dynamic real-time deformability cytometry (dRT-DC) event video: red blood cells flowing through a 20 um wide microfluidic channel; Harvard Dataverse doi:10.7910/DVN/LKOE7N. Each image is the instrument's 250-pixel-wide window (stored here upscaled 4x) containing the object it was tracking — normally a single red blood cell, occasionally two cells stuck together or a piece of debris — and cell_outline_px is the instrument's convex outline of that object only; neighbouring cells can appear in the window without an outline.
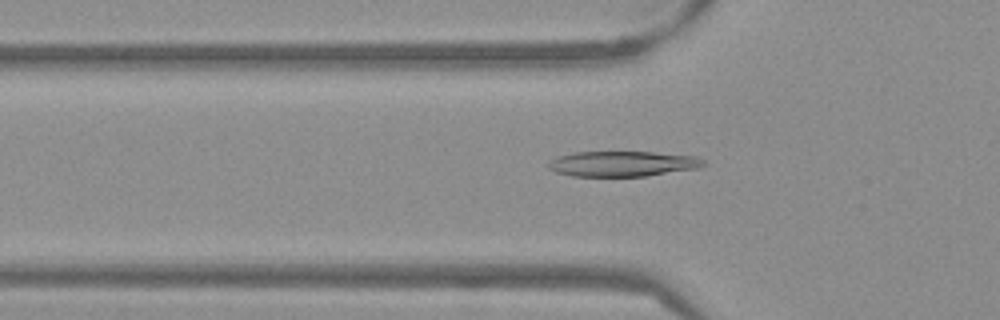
{"species": "Egyptian fruit bat (a non-hibernating species)", "species_latin": "Rousettus aegyptiacus", "temperature_condition": "warm", "stored_images_in_passage": 52, "camera_frame_rate_fps": 3000, "um_per_image_px": 0.085, "frame": {"image": 1, "passage_image": 17, "time_ms": 5.333, "image_size_px": [1000, 320], "cell_outline_px": [[704, 164], [696, 168], [644, 176], [572, 176], [556, 172], [548, 168], [548, 164], [556, 156], [572, 152], [652, 152], [696, 156], [704, 160]], "centroid_in_image_um": [52.86, 13.91], "position_along_channel_um": 72.9, "area_um2": 22.72}}
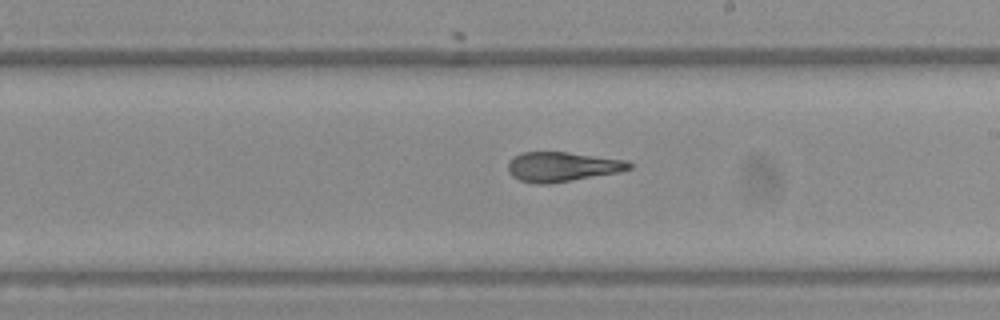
{"frame": {"image": 2, "passage_image": 30, "time_ms": 9.667, "image_size_px": [1000, 320], "cell_outline_px": [[632, 168], [620, 172], [548, 184], [536, 184], [520, 180], [512, 176], [508, 172], [508, 160], [512, 156], [524, 152], [568, 152], [628, 160], [632, 164]], "centroid_in_image_um": [47.78, 14.17], "position_along_channel_um": 241.2, "area_um2": 21.1}}
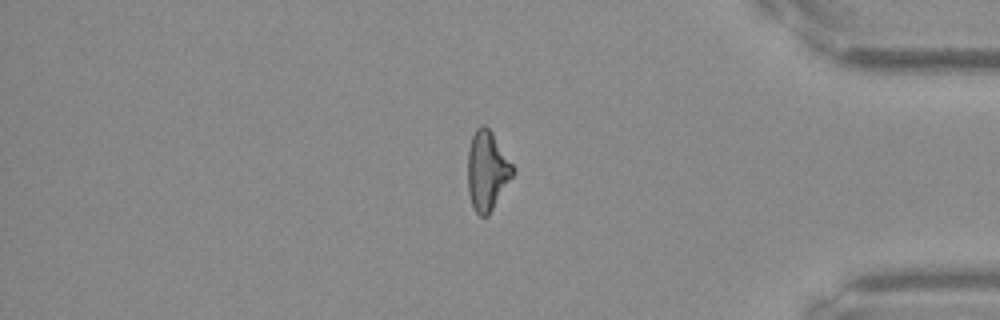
{"frame": {"image": 3, "passage_image": 44, "time_ms": 14.333, "image_size_px": [1000, 320], "cell_outline_px": [[516, 172], [488, 216], [480, 216], [476, 212], [472, 204], [468, 192], [468, 148], [472, 136], [476, 128], [480, 124], [484, 124], [492, 132], [516, 168]], "centroid_in_image_um": [41.43, 14.49], "position_along_channel_um": 393.8, "area_um2": 21.1}, "authors_computed_cell_mechanics": {"area_um2": 21.5594, "velocity_mm_per_s": 3.8534, "shape_relaxation_time_tau1_ms": null, "shape_relaxation_time_tau2_ms": 1.9914, "deformation_change_tau1": null, "deformation_change_tau2": 0.1053}}